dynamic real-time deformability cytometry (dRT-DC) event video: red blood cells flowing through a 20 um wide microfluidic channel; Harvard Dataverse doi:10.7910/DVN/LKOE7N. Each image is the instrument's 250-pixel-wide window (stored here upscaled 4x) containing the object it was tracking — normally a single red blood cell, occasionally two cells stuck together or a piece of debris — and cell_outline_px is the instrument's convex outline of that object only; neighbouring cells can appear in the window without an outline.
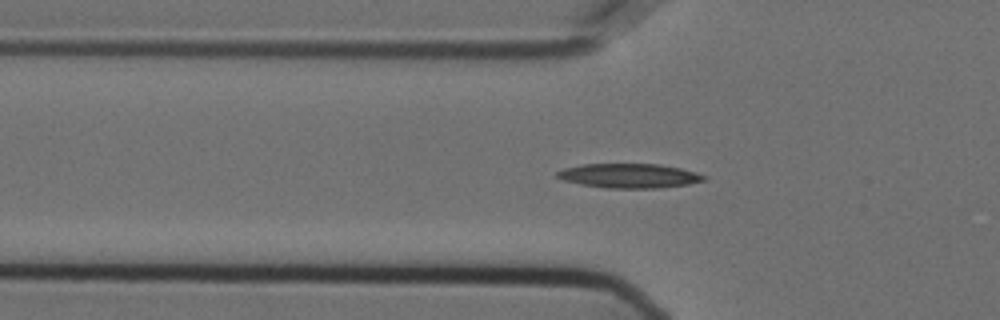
{"species": "Egyptian fruit bat (a non-hibernating species)", "species_latin": "Rousettus aegyptiacus", "temperature_condition": "cold", "stored_images_in_passage": 44, "camera_frame_rate_fps": 3000, "um_per_image_px": 0.085, "animal": {"sex": "female"}, "frame": {"image": 1, "passage_image": 16, "time_ms": 5.0, "image_size_px": [1000, 320], "cell_outline_px": [[704, 180], [688, 184], [660, 188], [604, 188], [580, 184], [564, 180], [556, 176], [556, 172], [564, 168], [584, 164], [660, 164], [680, 168], [696, 172], [704, 176]], "centroid_in_image_um": [53.46, 14.94], "position_along_channel_um": 72.3, "area_um2": 20.75}}
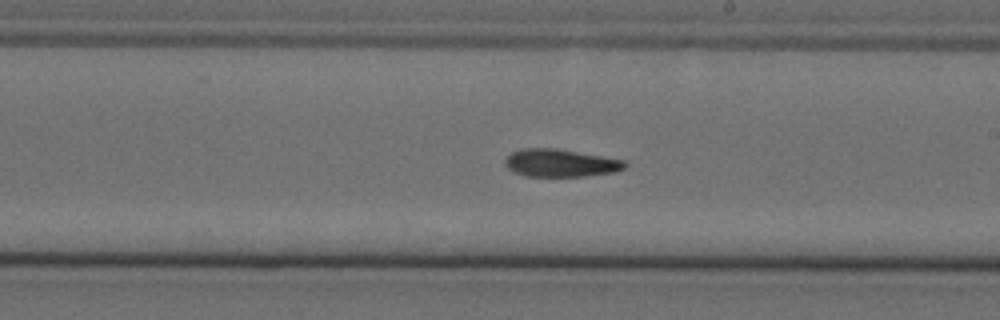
{"frame": {"image": 2, "passage_image": 30, "time_ms": 9.667, "image_size_px": [1000, 320], "cell_outline_px": [[628, 164], [624, 168], [616, 172], [584, 176], [528, 176], [516, 172], [508, 168], [504, 164], [504, 160], [512, 152], [520, 148], [556, 148], [624, 160]], "centroid_in_image_um": [47.64, 13.85], "position_along_channel_um": 241.4, "area_um2": 19.25}}
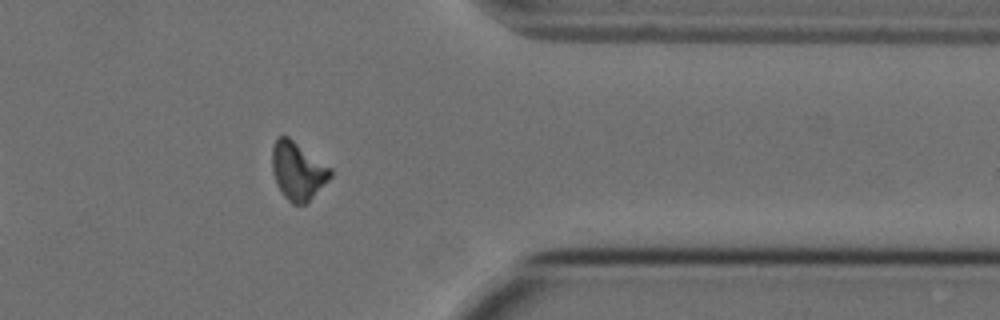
{"frame": {"image": 3, "passage_image": 43, "time_ms": 14.0, "image_size_px": [1000, 320], "cell_outline_px": [[332, 176], [308, 204], [292, 204], [284, 196], [276, 184], [272, 172], [272, 148], [276, 136], [288, 136], [332, 168]], "centroid_in_image_um": [25.32, 14.53], "position_along_channel_um": 386.1, "area_um2": 20.0}, "authors_computed_cell_mechanics": {"area_um2": 19.363, "velocity_mm_per_s": 3.6129, "shape_relaxation_time_tau1_ms": 5.1681, "shape_relaxation_time_tau2_ms": 7.7496, "deformation_change_tau1": 0.2018, "deformation_change_tau2": 0.1586}}